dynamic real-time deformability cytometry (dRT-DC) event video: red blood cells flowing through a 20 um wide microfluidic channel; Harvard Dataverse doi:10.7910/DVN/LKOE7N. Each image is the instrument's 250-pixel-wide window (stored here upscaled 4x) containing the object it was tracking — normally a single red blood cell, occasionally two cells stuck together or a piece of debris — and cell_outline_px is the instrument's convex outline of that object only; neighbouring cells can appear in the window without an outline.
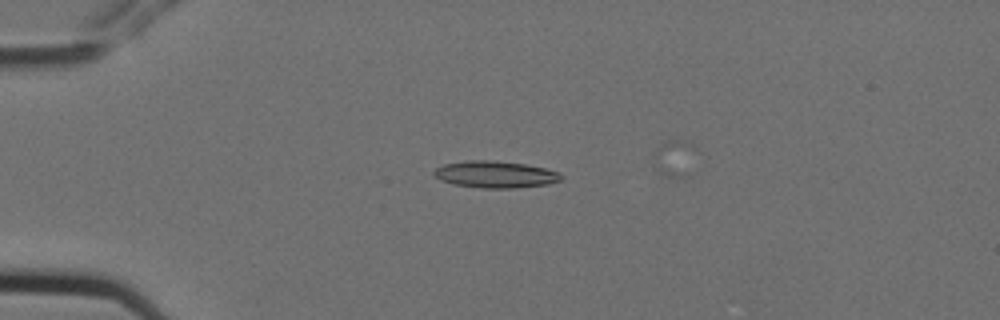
{"species": "Egyptian fruit bat (a non-hibernating species)", "species_latin": "Rousettus aegyptiacus", "temperature_condition": "cold", "stored_images_in_passage": 4, "camera_frame_rate_fps": 3000, "um_per_image_px": 0.085, "animal": {"sex": "female"}, "frame": {"image": 1, "passage_image": 3, "time_ms": 0.667, "image_size_px": [1000, 320], "cell_outline_px": [[564, 176], [560, 180], [548, 184], [516, 188], [480, 188], [452, 184], [440, 180], [432, 172], [436, 168], [444, 164], [468, 160], [492, 160], [524, 164], [544, 168], [560, 172]], "centroid_in_image_um": [42.1, 14.83], "position_along_channel_um": 42.9, "area_um2": 19.94}}